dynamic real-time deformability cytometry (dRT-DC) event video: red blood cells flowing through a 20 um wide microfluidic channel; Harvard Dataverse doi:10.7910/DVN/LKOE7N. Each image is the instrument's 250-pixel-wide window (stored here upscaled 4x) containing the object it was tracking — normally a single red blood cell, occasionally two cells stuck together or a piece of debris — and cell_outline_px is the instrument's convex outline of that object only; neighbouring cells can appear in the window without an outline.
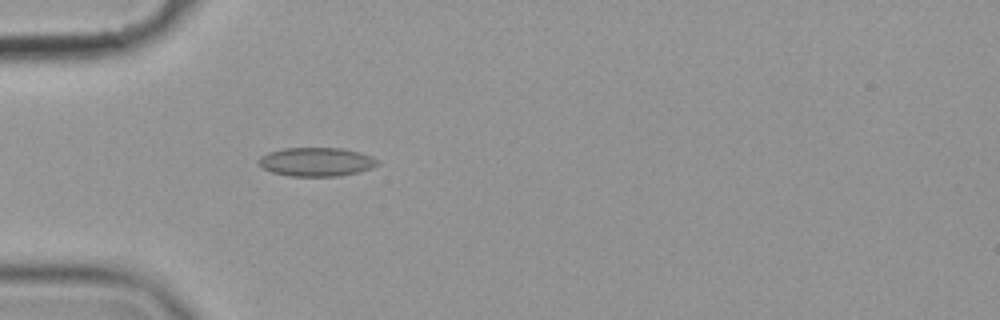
{"species": "common noctule bat (a hibernating species)", "species_latin": "Nyctalus noctula", "temperature_condition": "cold", "stored_images_in_passage": 44, "camera_frame_rate_fps": 3000, "um_per_image_px": 0.085, "animal": {"sex": "female", "body_mass_g": 19.9}, "frame": {"image": 1, "passage_image": 5, "time_ms": 1.333, "image_size_px": [1000, 320], "cell_outline_px": [[380, 164], [372, 168], [356, 172], [336, 176], [292, 176], [272, 172], [264, 168], [256, 160], [260, 156], [268, 152], [284, 148], [340, 148], [360, 152], [372, 156]], "centroid_in_image_um": [26.88, 13.75], "position_along_channel_um": 58.1, "area_um2": 19.83}}
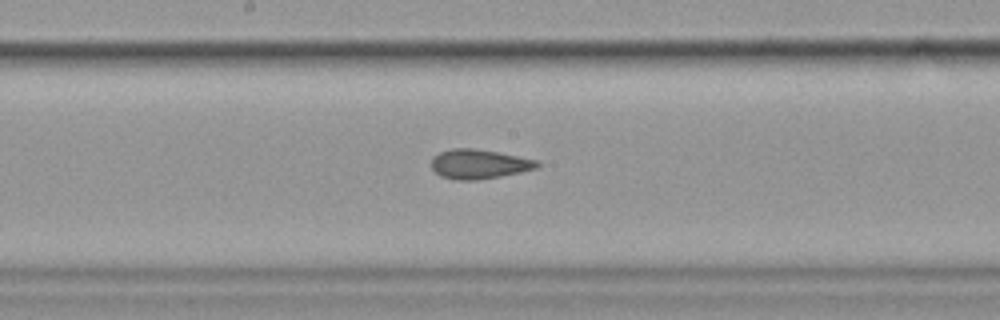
{"frame": {"image": 2, "passage_image": 18, "time_ms": 5.667, "image_size_px": [1000, 320], "cell_outline_px": [[540, 164], [536, 168], [520, 172], [500, 176], [476, 180], [456, 180], [440, 176], [432, 168], [432, 156], [440, 152], [452, 148], [472, 148], [496, 152], [540, 160]], "centroid_in_image_um": [40.71, 13.94], "position_along_channel_um": 207.5, "area_um2": 18.09}}
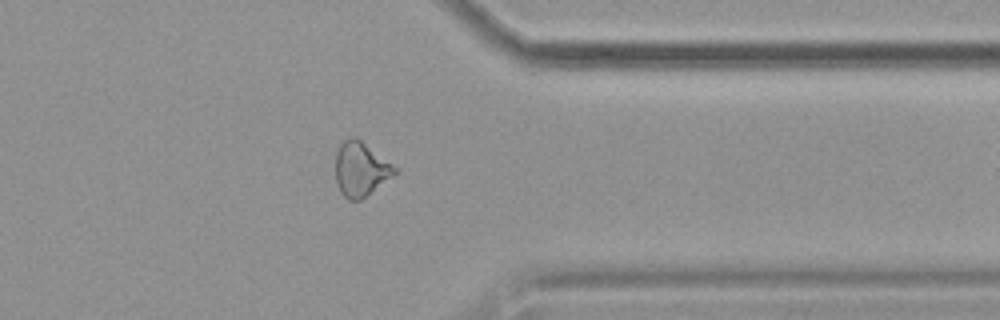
{"frame": {"image": 3, "passage_image": 33, "time_ms": 10.667, "image_size_px": [1000, 320], "cell_outline_px": [[400, 172], [360, 200], [348, 200], [340, 192], [336, 180], [336, 152], [340, 144], [344, 140], [352, 136], [356, 136], [400, 168]], "centroid_in_image_um": [30.71, 14.36], "position_along_channel_um": 380.7, "area_um2": 19.19}, "authors_computed_cell_mechanics": {"area_um2": 18.6694, "velocity_mm_per_s": 3.5798, "shape_relaxation_time_tau1_ms": null, "shape_relaxation_time_tau2_ms": 2.0322, "deformation_change_tau1": null, "deformation_change_tau2": 0.0923}}